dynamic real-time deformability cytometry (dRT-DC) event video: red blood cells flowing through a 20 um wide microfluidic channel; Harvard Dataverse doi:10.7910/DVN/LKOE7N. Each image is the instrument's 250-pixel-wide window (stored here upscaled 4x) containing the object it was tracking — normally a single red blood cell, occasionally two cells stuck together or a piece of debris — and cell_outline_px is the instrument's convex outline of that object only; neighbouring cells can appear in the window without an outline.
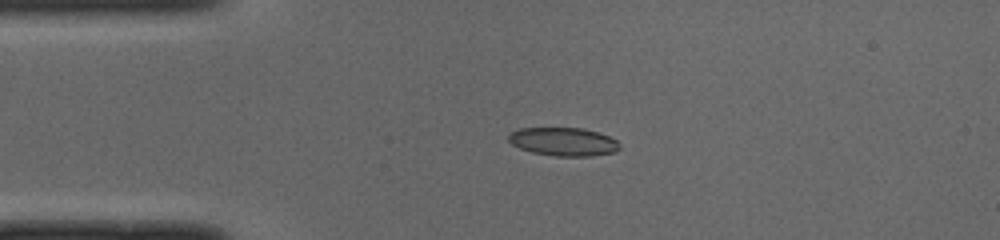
{"species": "common noctule bat (a hibernating species)", "species_latin": "Nyctalus noctula", "temperature_condition": "cold", "stored_images_in_passage": 49, "camera_frame_rate_fps": 3000, "um_per_image_px": 0.085, "animal": {"sex": "male", "body_mass_g": 19.0, "forearm_length_mm": 50.8}, "frame": {"image": 1, "passage_image": 10, "time_ms": 3.0, "image_size_px": [1000, 240], "cell_outline_px": [[620, 148], [616, 152], [592, 156], [556, 156], [532, 152], [520, 148], [512, 144], [508, 140], [508, 136], [512, 132], [520, 128], [584, 128], [608, 136], [616, 140], [620, 144]], "centroid_in_image_um": [47.91, 12.05], "position_along_channel_um": 37.1, "area_um2": 18.32}}
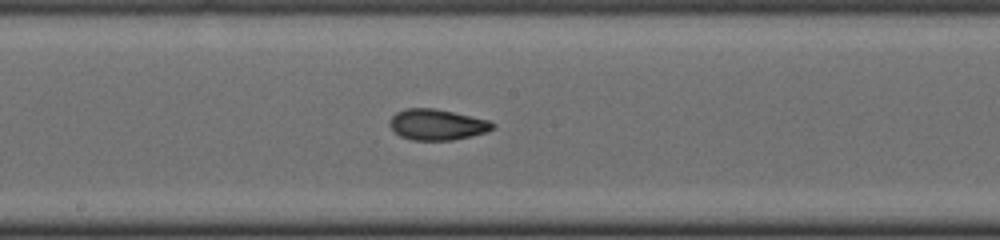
{"frame": {"image": 2, "passage_image": 25, "time_ms": 8.0, "image_size_px": [1000, 240], "cell_outline_px": [[496, 128], [488, 132], [472, 136], [452, 140], [412, 140], [400, 136], [388, 124], [392, 116], [396, 112], [404, 108], [432, 108], [452, 112], [488, 120], [496, 124]], "centroid_in_image_um": [37.17, 10.6], "position_along_channel_um": 211.0, "area_um2": 18.55}}
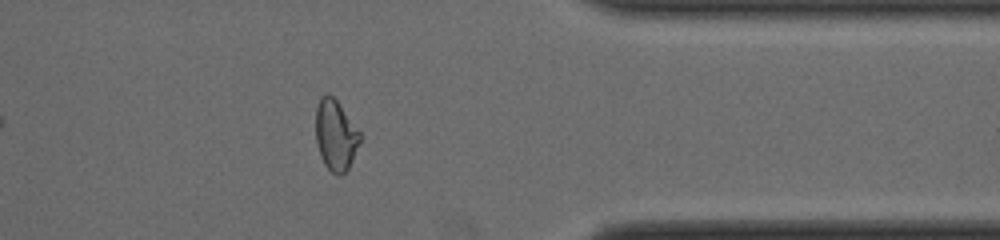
{"frame": {"image": 3, "passage_image": 39, "time_ms": 12.667, "image_size_px": [1000, 240], "cell_outline_px": [[360, 140], [352, 160], [348, 168], [340, 176], [336, 176], [324, 164], [320, 156], [316, 144], [316, 108], [320, 100], [328, 92], [336, 100], [360, 132]], "centroid_in_image_um": [28.51, 11.52], "position_along_channel_um": 382.9, "area_um2": 17.92}, "authors_computed_cell_mechanics": {"area_um2": 18.5538, "velocity_mm_per_s": 4.0011, "shape_relaxation_time_tau1_ms": 8.4109, "shape_relaxation_time_tau2_ms": 2.0661, "deformation_change_tau1": 0.2063, "deformation_change_tau2": 0.0806}}